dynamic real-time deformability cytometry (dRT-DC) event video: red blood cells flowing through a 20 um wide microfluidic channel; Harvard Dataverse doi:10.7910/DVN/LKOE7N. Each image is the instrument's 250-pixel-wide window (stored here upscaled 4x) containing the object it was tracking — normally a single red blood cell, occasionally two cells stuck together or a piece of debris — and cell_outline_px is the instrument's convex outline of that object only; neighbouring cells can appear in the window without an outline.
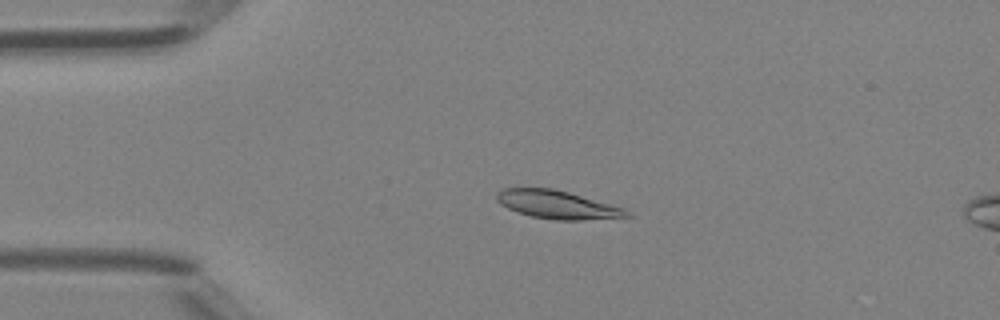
{"species": "Egyptian fruit bat (a non-hibernating species)", "species_latin": "Rousettus aegyptiacus", "temperature_condition": "room temperature", "stored_images_in_passage": 26, "camera_frame_rate_fps": 3000, "um_per_image_px": 0.085, "animal": {"sex": "female"}, "frame": {"image": 1, "passage_image": 10, "time_ms": 3.0, "image_size_px": [1000, 320], "cell_outline_px": [[632, 216], [584, 220], [556, 220], [532, 216], [508, 208], [500, 204], [496, 200], [496, 192], [500, 188], [552, 188], [568, 192], [624, 208], [632, 212]], "centroid_in_image_um": [47.37, 17.39], "position_along_channel_um": 37.6, "area_um2": 21.27}}
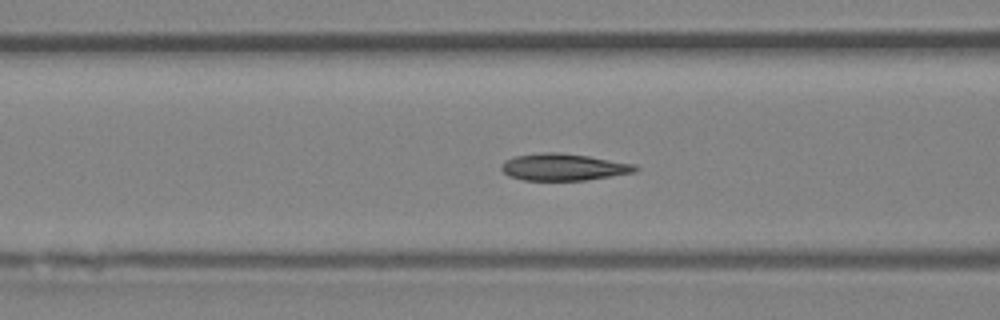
{"frame": {"image": 2, "passage_image": 18, "time_ms": 5.667, "image_size_px": [1000, 320], "cell_outline_px": [[640, 168], [636, 172], [584, 180], [524, 180], [508, 176], [500, 168], [500, 164], [504, 160], [516, 156], [540, 152], [560, 152], [588, 156], [636, 164]], "centroid_in_image_um": [47.88, 14.19], "position_along_channel_um": 118.7, "area_um2": 21.1}}
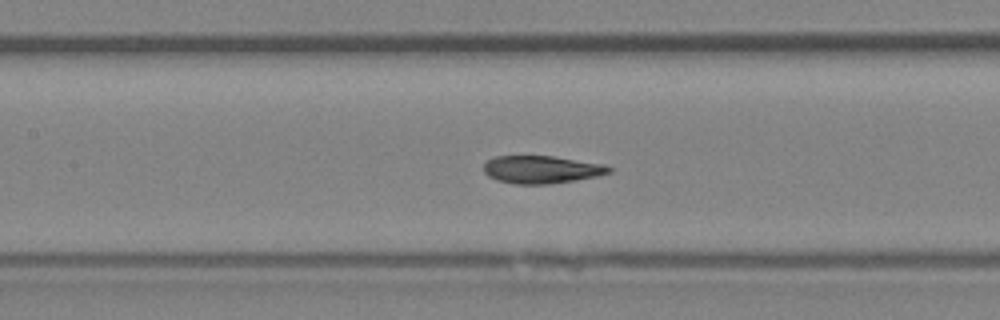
{"frame": {"image": 3, "passage_image": 21, "time_ms": 6.667, "image_size_px": [1000, 320], "cell_outline_px": [[612, 172], [596, 176], [548, 184], [516, 184], [496, 180], [488, 176], [484, 172], [484, 164], [488, 160], [496, 156], [552, 156], [604, 164], [612, 168]], "centroid_in_image_um": [46.01, 14.41], "position_along_channel_um": 161.4, "area_um2": 20.06}}